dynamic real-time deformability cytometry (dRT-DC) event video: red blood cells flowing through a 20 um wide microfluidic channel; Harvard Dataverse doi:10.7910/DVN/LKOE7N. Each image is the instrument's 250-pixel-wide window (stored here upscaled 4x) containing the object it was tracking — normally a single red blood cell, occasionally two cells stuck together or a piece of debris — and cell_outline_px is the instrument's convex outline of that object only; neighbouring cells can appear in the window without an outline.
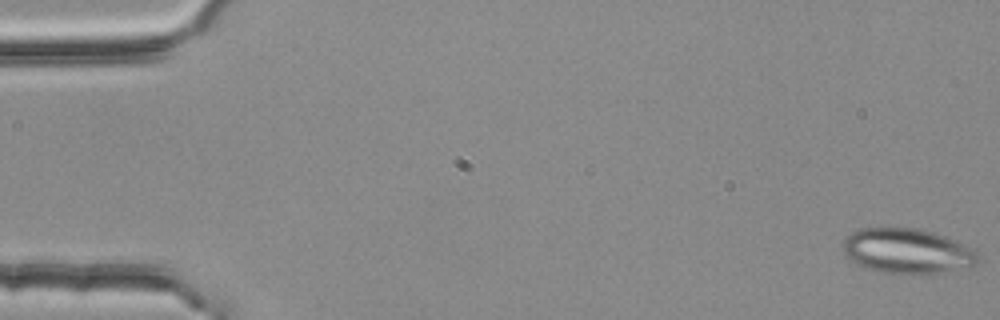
{"species": "common noctule bat (a hibernating species)", "species_latin": "Nyctalus noctula", "temperature_condition": "room temperature", "stored_images_in_passage": 15, "camera_frame_rate_fps": 3000, "um_per_image_px": 0.085, "animal": {"sex": "female", "body_mass_g": 25.1}, "frame": {"image": 1, "passage_image": 1, "time_ms": 0.0, "image_size_px": [1000, 320], "cell_outline_px": [[980, 260], [976, 264], [940, 272], [880, 272], [864, 268], [848, 260], [844, 252], [844, 240], [852, 232], [860, 228], [884, 224], [888, 224], [920, 228], [936, 232], [976, 248], [980, 252]], "centroid_in_image_um": [77.1, 21.25], "position_along_channel_um": 7.9, "area_um2": 36.3}}